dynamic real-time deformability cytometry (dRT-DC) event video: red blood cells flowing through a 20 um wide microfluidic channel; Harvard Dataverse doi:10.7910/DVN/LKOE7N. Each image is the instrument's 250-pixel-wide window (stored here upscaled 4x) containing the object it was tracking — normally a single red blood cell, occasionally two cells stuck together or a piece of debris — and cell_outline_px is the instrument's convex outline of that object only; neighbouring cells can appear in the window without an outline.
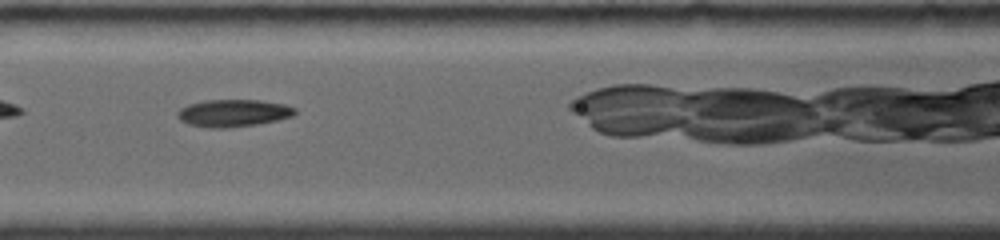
{"species": "common noctule bat (a hibernating species)", "species_latin": "Nyctalus noctula", "temperature_condition": "room temperature", "stored_images_in_passage": 58, "camera_frame_rate_fps": 4000, "um_per_image_px": 0.085, "animal": {"sex": "female", "body_mass_g": 19.0, "forearm_length_mm": 56.7}, "frame": {"image": 1, "passage_image": 9, "time_ms": 2.0, "image_size_px": [1000, 240], "cell_outline_px": [[296, 112], [292, 116], [276, 120], [256, 124], [228, 128], [208, 128], [188, 124], [180, 120], [176, 116], [176, 112], [180, 108], [188, 104], [204, 100], [260, 100], [284, 104], [296, 108]], "centroid_in_image_um": [19.78, 9.61], "position_along_channel_um": 146.8, "area_um2": 18.79}}